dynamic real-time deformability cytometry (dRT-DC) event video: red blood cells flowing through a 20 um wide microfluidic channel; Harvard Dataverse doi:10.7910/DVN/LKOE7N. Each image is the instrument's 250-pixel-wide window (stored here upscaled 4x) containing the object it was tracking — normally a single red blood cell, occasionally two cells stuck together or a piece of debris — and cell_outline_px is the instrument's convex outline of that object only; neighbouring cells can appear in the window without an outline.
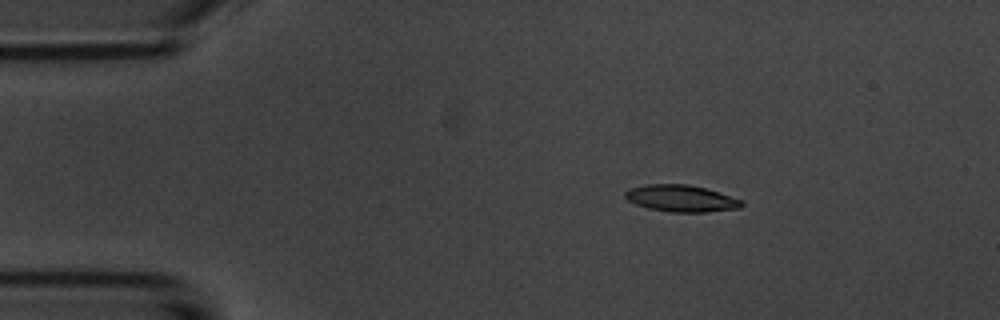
{"species": "common noctule bat (a hibernating species)", "species_latin": "Nyctalus noctula", "temperature_condition": "room temperature", "stored_images_in_passage": 4, "camera_frame_rate_fps": 3000, "um_per_image_px": 0.085, "animal": {"sex": "male", "body_mass_g": 20.1, "forearm_length_mm": 53.5}, "frame": {"image": 1, "passage_image": 2, "time_ms": 2.0, "image_size_px": [1000, 320], "cell_outline_px": [[744, 204], [740, 208], [704, 212], [672, 212], [648, 208], [636, 204], [628, 200], [624, 196], [624, 192], [628, 188], [644, 184], [688, 184], [704, 188], [744, 200]], "centroid_in_image_um": [57.88, 16.86], "position_along_channel_um": 27.1, "area_um2": 18.21}}
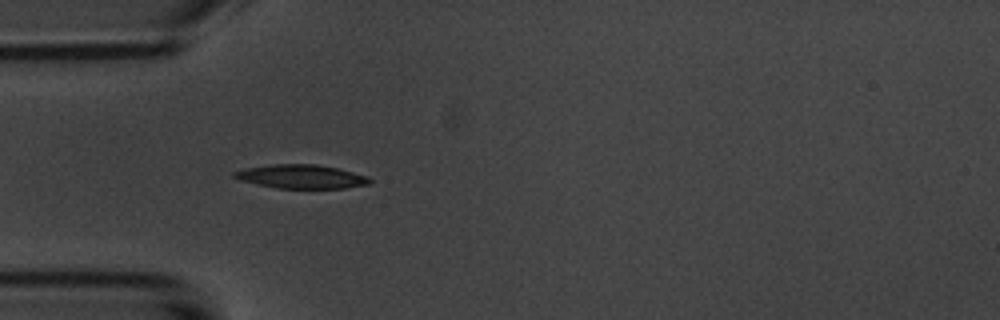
{"frame": {"image": 2, "passage_image": 4, "time_ms": 4.333, "image_size_px": [1000, 320], "cell_outline_px": [[372, 180], [368, 184], [344, 188], [276, 188], [240, 180], [232, 176], [232, 172], [248, 168], [276, 164], [316, 164], [340, 168], [368, 176]], "centroid_in_image_um": [25.64, 15.0], "position_along_channel_um": 59.4, "area_um2": 18.67}}